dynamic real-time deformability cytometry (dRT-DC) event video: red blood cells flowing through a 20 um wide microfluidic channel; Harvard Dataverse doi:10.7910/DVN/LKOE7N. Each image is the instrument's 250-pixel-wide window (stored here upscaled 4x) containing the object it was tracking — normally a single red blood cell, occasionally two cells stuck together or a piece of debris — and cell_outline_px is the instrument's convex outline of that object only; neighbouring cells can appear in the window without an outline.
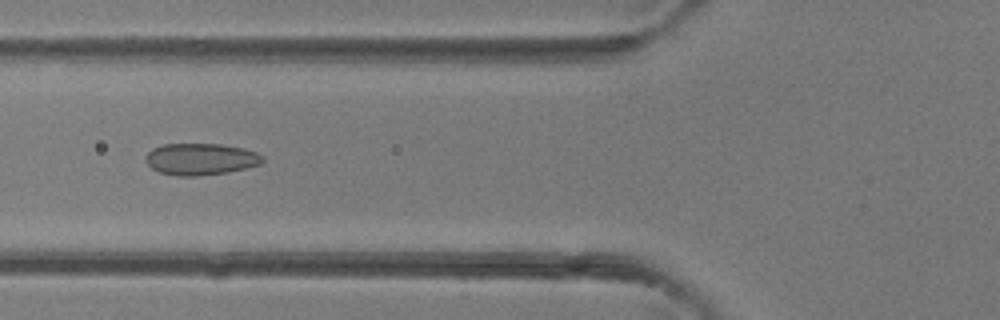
{"species": "common noctule bat (a hibernating species)", "species_latin": "Nyctalus noctula", "temperature_condition": "room temperature", "stored_images_in_passage": 5, "camera_frame_rate_fps": 3000, "um_per_image_px": 0.085, "animal": {"sex": "female"}, "frame": {"image": 1, "passage_image": 5, "time_ms": 4.667, "image_size_px": [1000, 320], "cell_outline_px": [[264, 160], [260, 164], [248, 168], [224, 172], [196, 176], [176, 176], [160, 172], [152, 168], [144, 160], [144, 156], [152, 148], [164, 144], [220, 144], [244, 148], [256, 152], [264, 156]], "centroid_in_image_um": [17.05, 13.52], "position_along_channel_um": 108.8, "area_um2": 21.68}}